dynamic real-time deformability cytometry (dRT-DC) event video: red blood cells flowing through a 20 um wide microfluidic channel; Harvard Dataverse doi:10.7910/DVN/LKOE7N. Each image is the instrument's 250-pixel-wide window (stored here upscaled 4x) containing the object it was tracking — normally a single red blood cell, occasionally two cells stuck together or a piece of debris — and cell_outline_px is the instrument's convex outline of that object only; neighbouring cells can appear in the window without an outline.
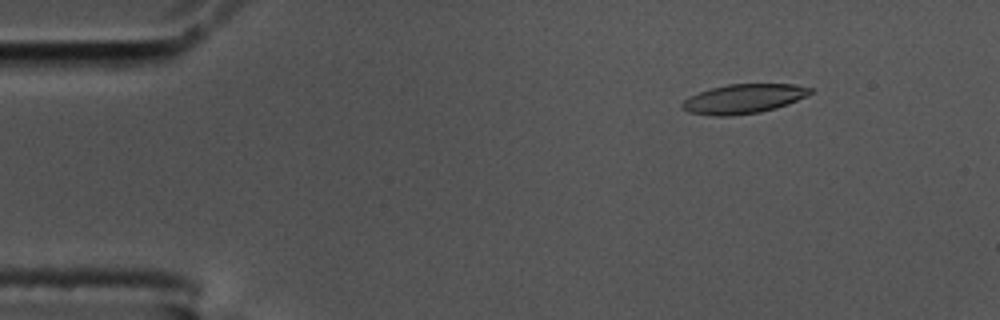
{"species": "common noctule bat (a hibernating species)", "species_latin": "Nyctalus noctula", "temperature_condition": "cold", "stored_images_in_passage": 15, "camera_frame_rate_fps": 3000, "um_per_image_px": 0.085, "animal": {"sex": "male", "body_mass_g": 17.5, "forearm_length_mm": 52.3}, "frame": {"image": 1, "passage_image": 7, "time_ms": 2.0, "image_size_px": [1000, 320], "cell_outline_px": [[812, 92], [788, 104], [776, 108], [760, 112], [728, 116], [712, 116], [688, 112], [680, 104], [688, 96], [712, 88], [728, 84], [796, 84], [812, 88]], "centroid_in_image_um": [63.18, 8.4], "position_along_channel_um": 21.8, "area_um2": 21.79}}